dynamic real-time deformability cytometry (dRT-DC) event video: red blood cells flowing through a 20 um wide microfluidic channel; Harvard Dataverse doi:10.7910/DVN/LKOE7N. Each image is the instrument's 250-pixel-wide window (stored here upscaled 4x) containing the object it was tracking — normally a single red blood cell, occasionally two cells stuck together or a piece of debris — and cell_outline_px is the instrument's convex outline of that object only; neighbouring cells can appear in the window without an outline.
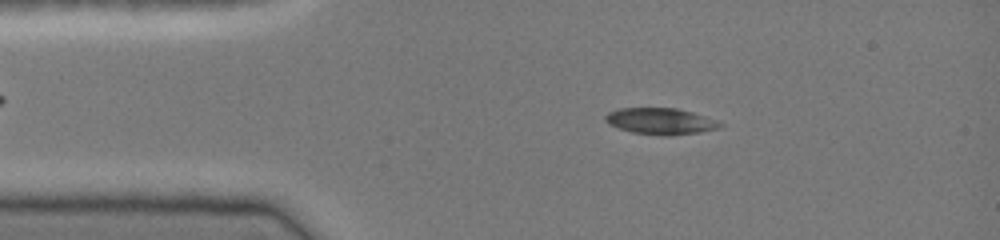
{"species": "common noctule bat (a hibernating species)", "species_latin": "Nyctalus noctula", "temperature_condition": "cold", "stored_images_in_passage": 34, "camera_frame_rate_fps": 3000, "um_per_image_px": 0.085, "animal": {"sex": "female", "body_mass_g": 19.0, "forearm_length_mm": 51.5}, "frame": {"image": 1, "passage_image": 7, "time_ms": 2.0, "image_size_px": [1000, 240], "cell_outline_px": [[724, 124], [720, 128], [700, 132], [668, 136], [664, 136], [632, 132], [608, 124], [604, 120], [604, 116], [608, 112], [620, 108], [676, 108], [692, 112], [716, 120]], "centroid_in_image_um": [56.14, 10.3], "position_along_channel_um": 28.9, "area_um2": 17.63}}
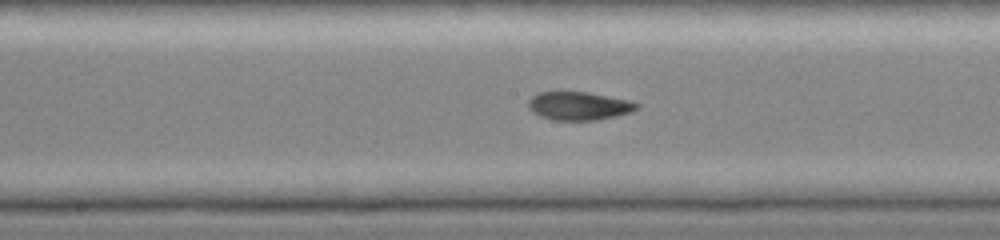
{"frame": {"image": 2, "passage_image": 22, "time_ms": 7.0, "image_size_px": [1000, 240], "cell_outline_px": [[640, 108], [632, 112], [616, 116], [596, 120], [552, 120], [540, 116], [532, 112], [528, 108], [528, 100], [532, 96], [540, 92], [588, 92], [632, 100], [640, 104]], "centroid_in_image_um": [49.25, 9.0], "position_along_channel_um": 199.0, "area_um2": 18.15}}
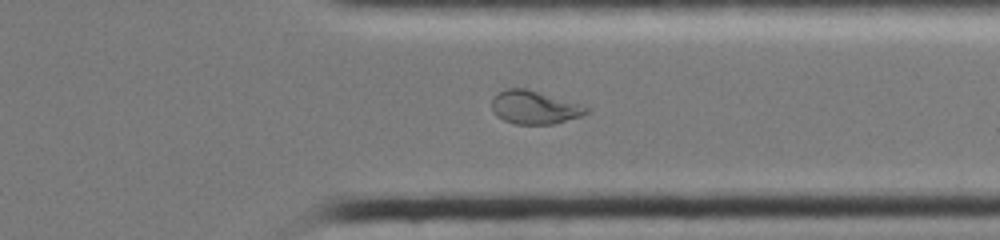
{"frame": {"image": 3, "passage_image": 34, "time_ms": 11.0, "image_size_px": [1000, 240], "cell_outline_px": [[588, 112], [580, 116], [552, 124], [516, 124], [504, 120], [496, 116], [492, 112], [492, 96], [496, 92], [504, 88], [524, 88], [580, 104], [588, 108]], "centroid_in_image_um": [45.34, 9.12], "position_along_channel_um": 366.1, "area_um2": 18.21}}